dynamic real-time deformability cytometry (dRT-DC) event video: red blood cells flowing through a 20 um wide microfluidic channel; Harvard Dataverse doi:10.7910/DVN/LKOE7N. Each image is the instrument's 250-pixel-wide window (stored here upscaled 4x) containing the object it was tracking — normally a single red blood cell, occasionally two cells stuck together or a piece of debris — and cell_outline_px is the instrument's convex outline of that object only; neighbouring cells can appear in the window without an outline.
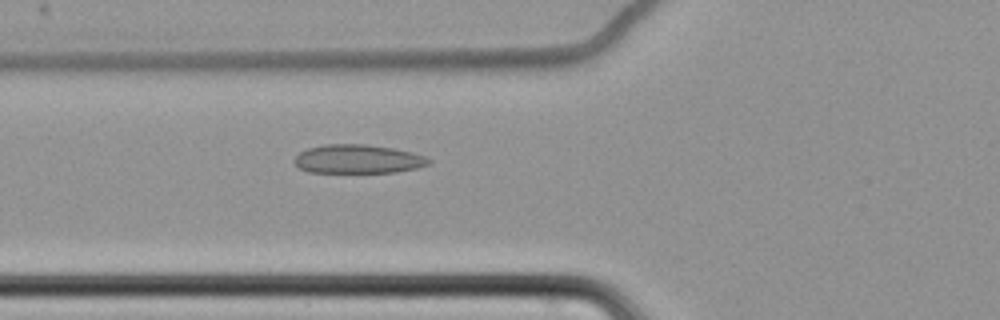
{"species": "common noctule bat (a hibernating species)", "species_latin": "Nyctalus noctula", "temperature_condition": "cold", "stored_images_in_passage": 61, "camera_frame_rate_fps": 3000, "um_per_image_px": 0.085, "animal": {"sex": "female", "body_mass_g": 22.7, "forearm_length_mm": 54.2}, "frame": {"image": 1, "passage_image": 24, "time_ms": 7.667, "image_size_px": [1000, 320], "cell_outline_px": [[432, 160], [428, 164], [416, 168], [396, 172], [308, 172], [300, 168], [292, 160], [300, 152], [308, 148], [324, 144], [364, 144], [392, 148], [412, 152], [424, 156]], "centroid_in_image_um": [30.41, 13.51], "position_along_channel_um": 95.4, "area_um2": 22.43}}
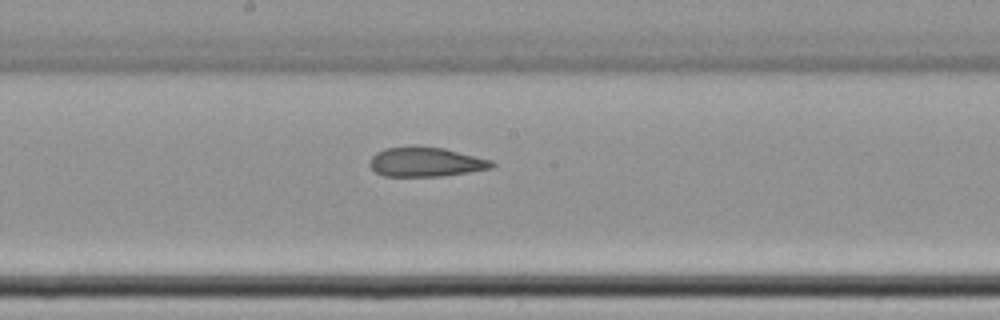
{"frame": {"image": 2, "passage_image": 34, "time_ms": 11.0, "image_size_px": [1000, 320], "cell_outline_px": [[496, 164], [492, 168], [444, 176], [384, 176], [376, 172], [368, 164], [368, 160], [376, 152], [384, 148], [412, 144], [416, 144], [444, 148], [492, 160]], "centroid_in_image_um": [36.15, 13.73], "position_along_channel_um": 212.0, "area_um2": 21.5}}
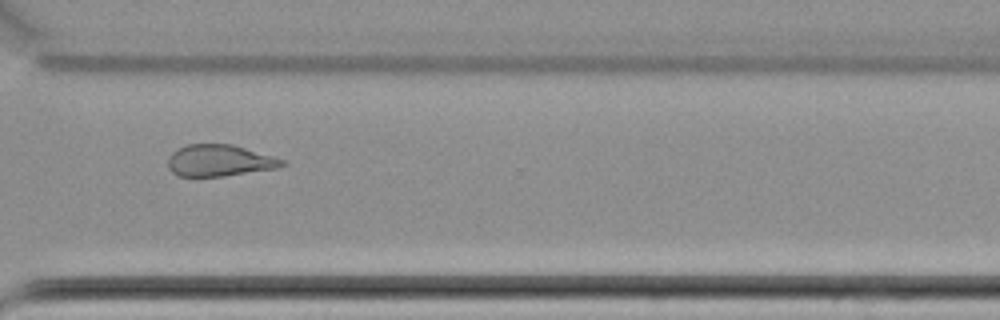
{"frame": {"image": 3, "passage_image": 46, "time_ms": 15.0, "image_size_px": [1000, 320], "cell_outline_px": [[288, 164], [276, 168], [224, 176], [180, 176], [172, 172], [168, 168], [168, 156], [176, 148], [188, 144], [232, 144], [272, 156], [284, 160]], "centroid_in_image_um": [18.62, 13.64], "position_along_channel_um": 352.0, "area_um2": 20.98}, "authors_computed_cell_mechanics": {"area_um2": 23.8714, "velocity_mm_per_s": 3.4938, "shape_relaxation_time_tau1_ms": null, "shape_relaxation_time_tau2_ms": 5.6594, "deformation_change_tau1": null, "deformation_change_tau2": 0.1399}}